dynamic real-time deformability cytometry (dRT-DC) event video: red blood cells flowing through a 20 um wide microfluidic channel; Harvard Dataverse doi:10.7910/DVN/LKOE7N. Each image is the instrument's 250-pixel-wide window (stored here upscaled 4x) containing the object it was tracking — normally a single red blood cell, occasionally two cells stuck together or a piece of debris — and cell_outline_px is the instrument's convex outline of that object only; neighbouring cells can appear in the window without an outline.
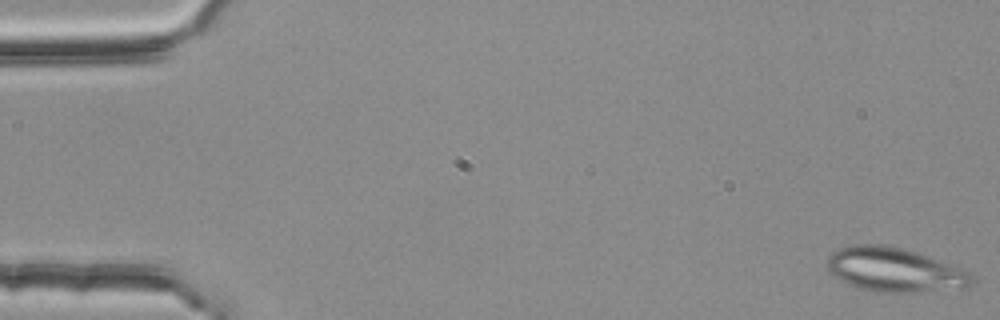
{"species": "common noctule bat (a hibernating species)", "species_latin": "Nyctalus noctula", "temperature_condition": "room temperature", "stored_images_in_passage": 17, "camera_frame_rate_fps": 3000, "um_per_image_px": 0.085, "animal": {"sex": "female", "body_mass_g": 25.1}, "frame": {"image": 1, "passage_image": 1, "time_ms": 0.0, "image_size_px": [1000, 320], "cell_outline_px": [[972, 280], [968, 288], [912, 292], [880, 292], [860, 288], [840, 280], [832, 276], [828, 272], [824, 264], [828, 256], [832, 252], [848, 244], [888, 244], [904, 248], [928, 256], [964, 272], [972, 276]], "centroid_in_image_um": [75.9, 22.92], "position_along_channel_um": 9.1, "area_um2": 37.05}}